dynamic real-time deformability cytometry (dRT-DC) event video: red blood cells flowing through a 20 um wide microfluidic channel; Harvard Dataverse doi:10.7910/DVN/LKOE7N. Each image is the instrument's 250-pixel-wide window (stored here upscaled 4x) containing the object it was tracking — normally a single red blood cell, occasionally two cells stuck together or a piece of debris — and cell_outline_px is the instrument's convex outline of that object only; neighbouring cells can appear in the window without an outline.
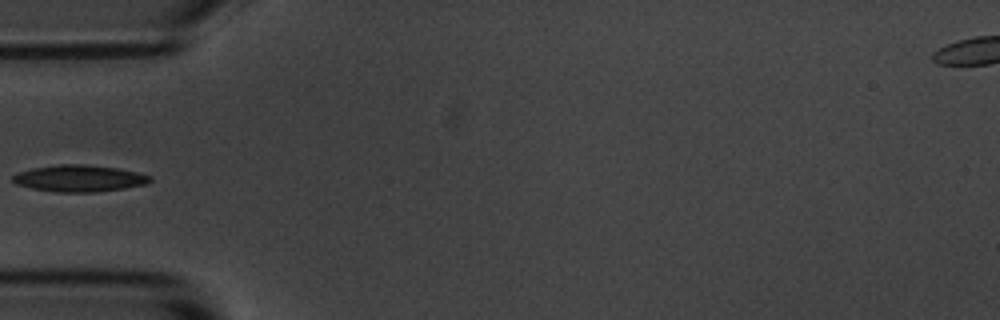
{"species": "common noctule bat (a hibernating species)", "species_latin": "Nyctalus noctula", "temperature_condition": "room temperature", "stored_images_in_passage": 2, "camera_frame_rate_fps": 3000, "um_per_image_px": 0.085, "animal": {"sex": "male", "body_mass_g": 20.1, "forearm_length_mm": 53.5}, "frame": {"image": 1, "passage_image": 1, "time_ms": 0.0, "image_size_px": [1000, 320], "cell_outline_px": [[152, 180], [144, 184], [124, 188], [92, 192], [56, 192], [32, 188], [16, 184], [12, 180], [12, 176], [16, 172], [32, 168], [60, 164], [84, 164], [116, 168], [136, 172], [152, 176]], "centroid_in_image_um": [6.69, 15.15], "position_along_channel_um": 78.3, "area_um2": 21.21}}
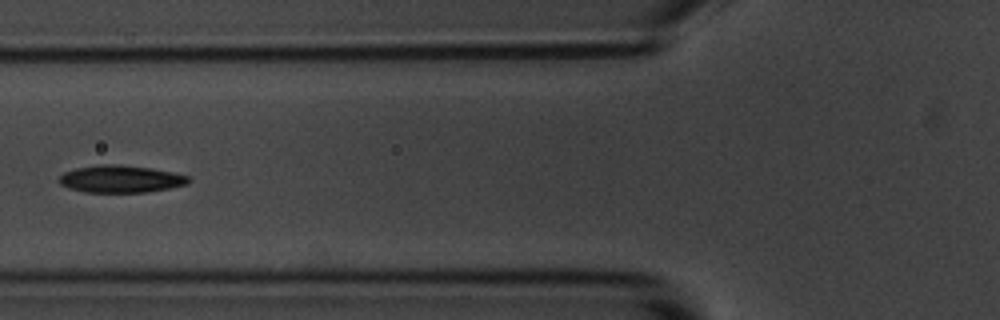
{"frame": {"image": 2, "passage_image": 2, "time_ms": 1.0, "image_size_px": [1000, 320], "cell_outline_px": [[192, 180], [188, 184], [148, 192], [84, 192], [68, 188], [60, 184], [56, 180], [64, 172], [76, 168], [100, 164], [108, 164], [148, 168], [172, 172], [188, 176]], "centroid_in_image_um": [10.22, 15.22], "position_along_channel_um": 115.6, "area_um2": 20.46}}